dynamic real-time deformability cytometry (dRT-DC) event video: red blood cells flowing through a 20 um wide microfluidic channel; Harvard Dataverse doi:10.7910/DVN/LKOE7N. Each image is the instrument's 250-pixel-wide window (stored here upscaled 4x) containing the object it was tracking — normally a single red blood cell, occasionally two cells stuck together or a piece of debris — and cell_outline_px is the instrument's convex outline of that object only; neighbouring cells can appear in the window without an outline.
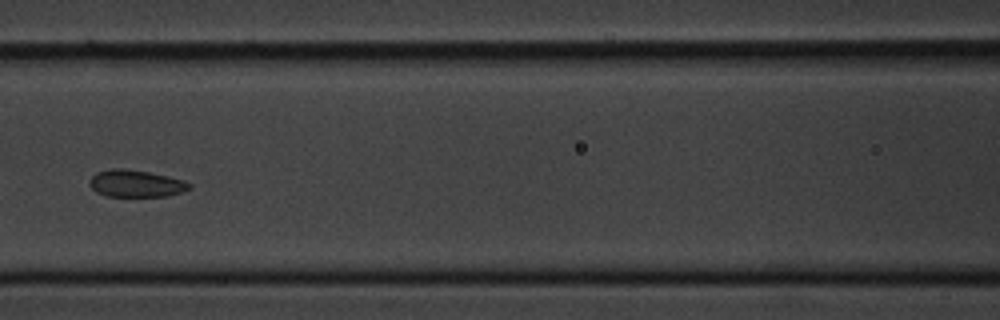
{"species": "common noctule bat (a hibernating species)", "species_latin": "Nyctalus noctula", "temperature_condition": "cold", "stored_images_in_passage": 7, "camera_frame_rate_fps": 3000, "um_per_image_px": 0.085, "animal": {"sex": "male", "body_mass_g": 20.1, "forearm_length_mm": 53.5}, "frame": {"image": 1, "passage_image": 7, "time_ms": 7.0, "image_size_px": [1000, 320], "cell_outline_px": [[192, 188], [184, 192], [168, 196], [108, 196], [96, 192], [88, 184], [88, 180], [96, 172], [112, 168], [124, 168], [148, 172], [168, 176], [184, 180], [192, 184]], "centroid_in_image_um": [11.57, 15.6], "position_along_channel_um": 155.0, "area_um2": 15.95}}